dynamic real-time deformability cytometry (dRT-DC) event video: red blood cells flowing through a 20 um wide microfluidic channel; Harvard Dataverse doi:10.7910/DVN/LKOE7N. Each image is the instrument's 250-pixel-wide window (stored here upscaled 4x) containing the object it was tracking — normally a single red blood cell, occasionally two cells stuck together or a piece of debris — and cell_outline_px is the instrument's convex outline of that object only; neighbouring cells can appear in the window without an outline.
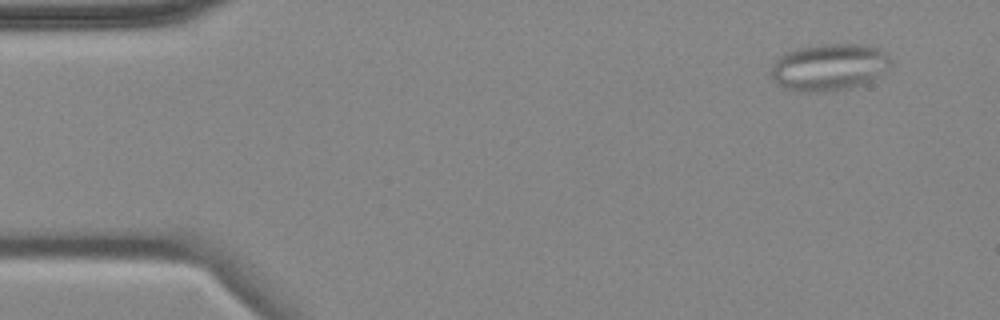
{"species": "common noctule bat (a hibernating species)", "species_latin": "Nyctalus noctula", "temperature_condition": "cold", "stored_images_in_passage": 4, "camera_frame_rate_fps": 3000, "um_per_image_px": 0.085, "animal": {"sex": "female", "body_mass_g": 18.4}, "frame": {"image": 1, "passage_image": 1, "time_ms": 0.0, "image_size_px": [1000, 320], "cell_outline_px": [[892, 64], [872, 80], [864, 84], [852, 88], [828, 92], [796, 92], [784, 88], [772, 80], [768, 72], [772, 64], [784, 52], [796, 48], [820, 44], [860, 44], [880, 48], [888, 52]], "centroid_in_image_um": [70.44, 5.71], "position_along_channel_um": 14.6, "area_um2": 33.52}}
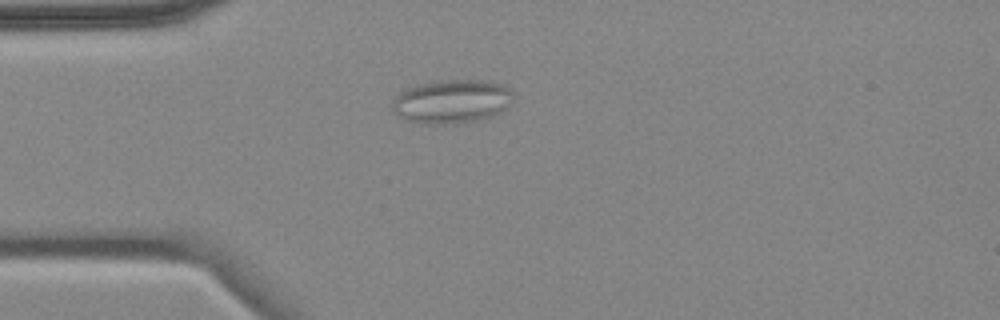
{"frame": {"image": 2, "passage_image": 4, "time_ms": 3.333, "image_size_px": [1000, 320], "cell_outline_px": [[512, 104], [508, 108], [492, 116], [476, 120], [452, 124], [428, 124], [408, 120], [392, 112], [392, 100], [400, 92], [416, 84], [432, 80], [488, 80], [500, 84], [508, 88], [512, 92]], "centroid_in_image_um": [38.4, 8.61], "position_along_channel_um": 46.6, "area_um2": 31.1}}